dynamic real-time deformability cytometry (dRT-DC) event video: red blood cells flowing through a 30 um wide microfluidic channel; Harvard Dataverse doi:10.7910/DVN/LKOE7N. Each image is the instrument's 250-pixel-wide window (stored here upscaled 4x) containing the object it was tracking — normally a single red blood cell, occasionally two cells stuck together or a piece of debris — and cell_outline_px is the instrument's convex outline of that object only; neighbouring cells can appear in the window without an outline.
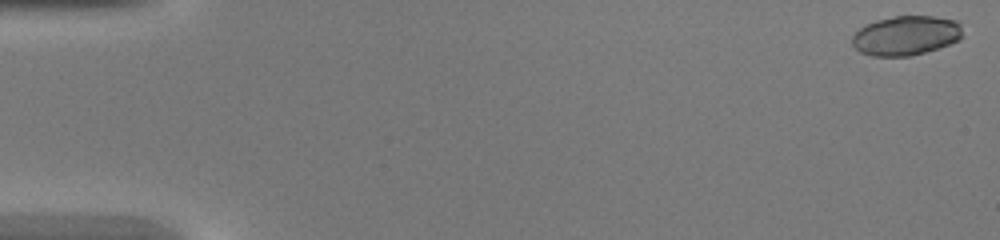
{"species": "common noctule bat (a hibernating species)", "species_latin": "Nyctalus noctula", "temperature_condition": "warm", "stored_images_in_passage": 31, "segment_of_instrument_passage": [1, 2], "camera_frame_rate_fps": 3000, "um_per_image_px": 0.085, "animal": {"sex": "female", "body_mass_g": 20.0, "forearm_length_mm": 54.0}, "frame": {"image": 1, "passage_image": 1, "time_ms": 0.0, "image_size_px": [1000, 240], "cell_outline_px": [[964, 36], [960, 40], [912, 56], [872, 56], [860, 52], [852, 44], [852, 36], [864, 24], [876, 20], [896, 16], [932, 16], [956, 20], [960, 24]], "centroid_in_image_um": [77.01, 3.02], "position_along_channel_um": 8.0, "area_um2": 25.49}}
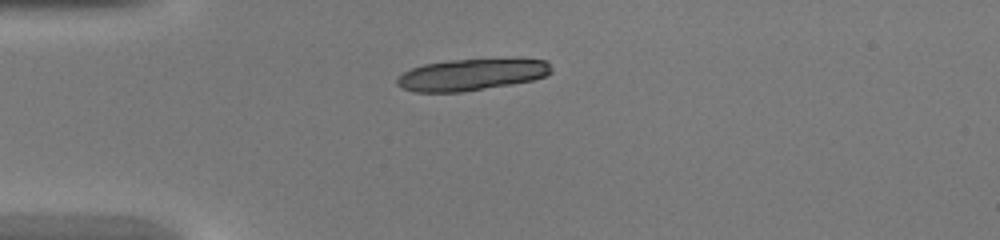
{"frame": {"image": 2, "passage_image": 12, "time_ms": 3.667, "image_size_px": [1000, 240], "cell_outline_px": [[552, 72], [544, 76], [532, 80], [512, 84], [460, 92], [412, 92], [396, 84], [396, 80], [404, 72], [412, 68], [424, 64], [448, 60], [516, 56], [548, 60], [552, 68]], "centroid_in_image_um": [40.18, 6.29], "position_along_channel_um": 44.8, "area_um2": 29.36}}